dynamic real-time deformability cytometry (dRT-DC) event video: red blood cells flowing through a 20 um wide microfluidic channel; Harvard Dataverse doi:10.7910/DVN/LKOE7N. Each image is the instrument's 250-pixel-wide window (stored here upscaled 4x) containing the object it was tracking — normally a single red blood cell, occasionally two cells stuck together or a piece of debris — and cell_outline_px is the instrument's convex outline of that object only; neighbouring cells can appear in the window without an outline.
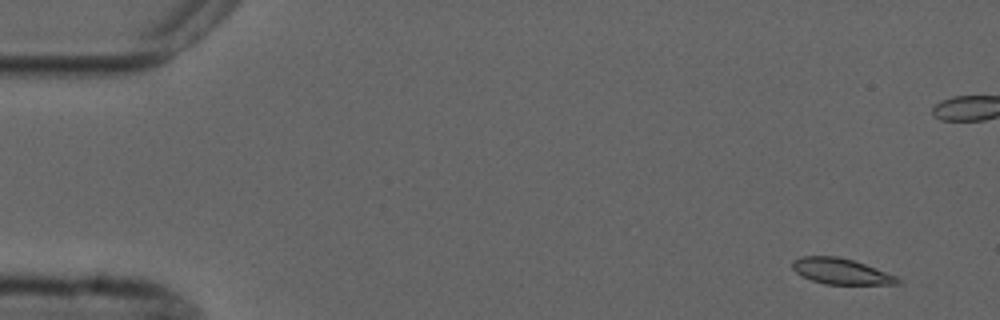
{"species": "common noctule bat (a hibernating species)", "species_latin": "Nyctalus noctula", "temperature_condition": "cold", "stored_images_in_passage": 5, "camera_frame_rate_fps": 3000, "um_per_image_px": 0.085, "animal": {"sex": "male", "forearm_length_mm": 52.5}, "frame": {"image": 1, "passage_image": 1, "time_ms": 0.0, "image_size_px": [1000, 320], "cell_outline_px": [[904, 280], [900, 284], [824, 284], [800, 276], [792, 268], [792, 260], [800, 256], [836, 256], [852, 260], [864, 264], [896, 276]], "centroid_in_image_um": [71.46, 23.06], "position_along_channel_um": 13.5, "area_um2": 15.84}}
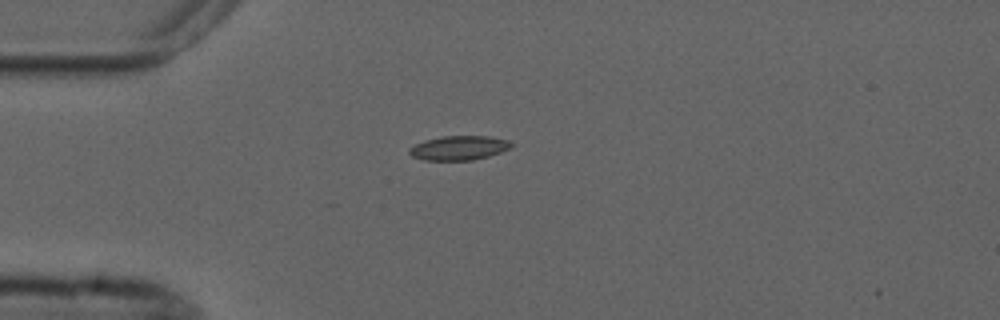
{"frame": {"image": 2, "passage_image": 5, "time_ms": 5.333, "image_size_px": [1000, 320], "cell_outline_px": [[512, 144], [508, 148], [500, 152], [488, 156], [472, 160], [424, 160], [412, 156], [408, 152], [408, 148], [424, 140], [444, 136], [488, 136], [508, 140]], "centroid_in_image_um": [38.96, 12.57], "position_along_channel_um": 46.0, "area_um2": 14.28}}